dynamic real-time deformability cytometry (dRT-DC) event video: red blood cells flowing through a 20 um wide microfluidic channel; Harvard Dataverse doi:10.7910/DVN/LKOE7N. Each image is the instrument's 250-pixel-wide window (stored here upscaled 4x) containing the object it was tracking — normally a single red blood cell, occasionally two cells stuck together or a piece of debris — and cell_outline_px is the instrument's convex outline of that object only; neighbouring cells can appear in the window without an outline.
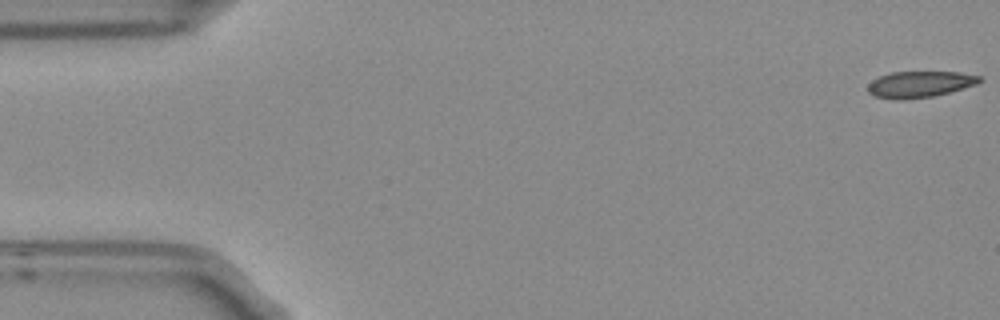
{"species": "Egyptian fruit bat (a non-hibernating species)", "species_latin": "Rousettus aegyptiacus", "temperature_condition": "room temperature", "stored_images_in_passage": 54, "camera_frame_rate_fps": 3000, "um_per_image_px": 0.085, "frame": {"image": 1, "passage_image": 1, "time_ms": 0.0, "image_size_px": [1000, 320], "cell_outline_px": [[984, 80], [976, 84], [948, 92], [932, 96], [904, 100], [896, 100], [876, 96], [868, 92], [868, 84], [872, 80], [880, 76], [892, 72], [960, 72], [980, 76]], "centroid_in_image_um": [78.17, 7.16], "position_along_channel_um": 6.8, "area_um2": 16.99}}
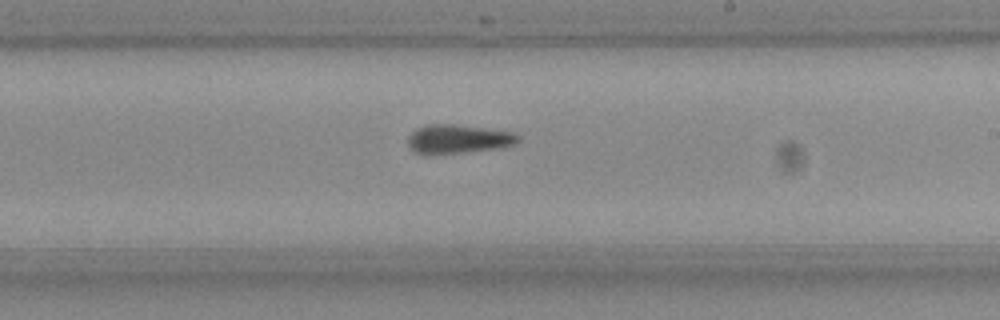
{"frame": {"image": 2, "passage_image": 31, "time_ms": 10.0, "image_size_px": [1000, 320], "cell_outline_px": [[520, 140], [512, 144], [500, 148], [460, 152], [416, 152], [408, 144], [408, 136], [416, 128], [424, 124], [456, 124], [516, 132], [520, 136]], "centroid_in_image_um": [39.0, 11.76], "position_along_channel_um": 250.0, "area_um2": 18.15}}
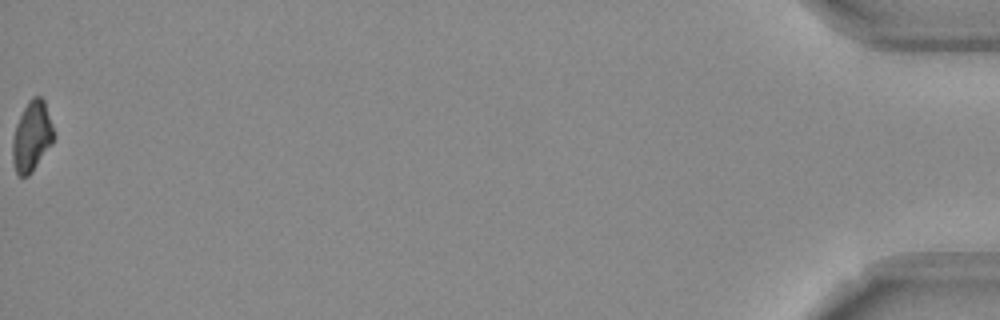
{"frame": {"image": 3, "passage_image": 54, "time_ms": 17.667, "image_size_px": [1000, 320], "cell_outline_px": [[56, 136], [52, 144], [32, 172], [28, 176], [20, 176], [16, 172], [12, 160], [12, 140], [16, 124], [28, 100], [32, 96], [40, 96], [44, 100]], "centroid_in_image_um": [2.71, 11.59], "position_along_channel_um": 432.5, "area_um2": 16.94}}